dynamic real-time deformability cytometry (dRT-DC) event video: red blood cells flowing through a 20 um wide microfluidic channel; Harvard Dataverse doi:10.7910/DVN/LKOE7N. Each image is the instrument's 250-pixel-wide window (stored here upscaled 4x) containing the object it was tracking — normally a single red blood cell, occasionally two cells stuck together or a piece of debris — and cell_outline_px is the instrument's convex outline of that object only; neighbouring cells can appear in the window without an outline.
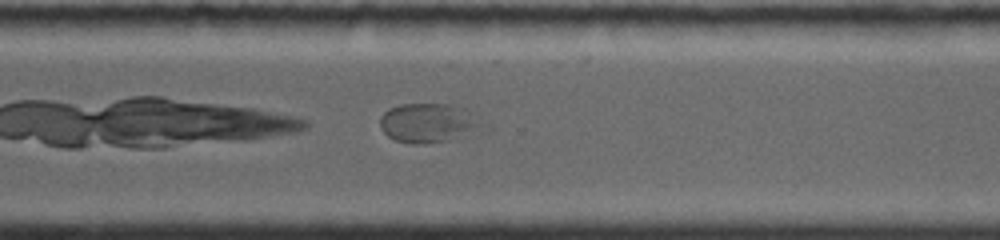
{"species": "common noctule bat (a hibernating species)", "species_latin": "Nyctalus noctula", "temperature_condition": "room temperature", "stored_images_in_passage": 19, "camera_frame_rate_fps": 4000, "um_per_image_px": 0.085, "animal": {"sex": "female", "body_mass_g": 19.0, "forearm_length_mm": 56.7}, "frame": {"image": 1, "passage_image": 19, "time_ms": 9.25, "image_size_px": [1000, 240], "cell_outline_px": [[480, 124], [448, 140], [424, 144], [412, 144], [396, 140], [388, 136], [380, 128], [380, 116], [388, 108], [400, 104], [448, 104], [464, 108], [472, 112]], "centroid_in_image_um": [36.23, 10.42], "position_along_channel_um": 334.4, "area_um2": 22.48}}